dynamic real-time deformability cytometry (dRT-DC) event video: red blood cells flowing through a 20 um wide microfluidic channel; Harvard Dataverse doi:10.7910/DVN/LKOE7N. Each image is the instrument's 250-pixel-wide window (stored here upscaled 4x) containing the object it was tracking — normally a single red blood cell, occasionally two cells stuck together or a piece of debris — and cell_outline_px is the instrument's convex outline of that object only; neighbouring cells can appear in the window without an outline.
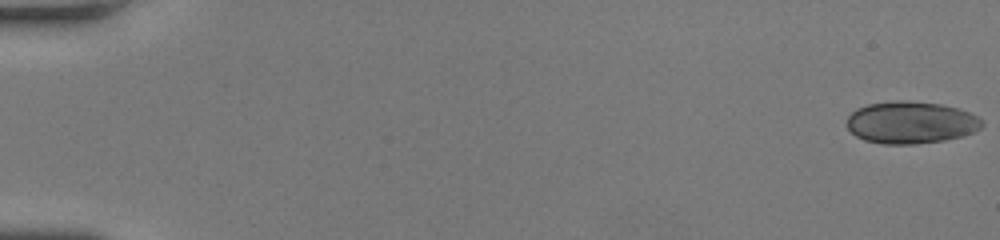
{"species": "human", "species_latin": "Homo sapiens", "temperature_condition": "room temperature", "stored_images_in_passage": 50, "camera_frame_rate_fps": 3000, "um_per_image_px": 0.085, "donor": {"sex": "female"}, "frame": {"image": 1, "passage_image": 1, "time_ms": 0.0, "image_size_px": [1000, 240], "cell_outline_px": [[984, 124], [976, 132], [964, 136], [944, 140], [916, 144], [884, 144], [864, 140], [856, 136], [848, 128], [848, 116], [856, 108], [868, 104], [896, 100], [908, 100], [940, 104], [956, 108], [968, 112], [976, 116]], "centroid_in_image_um": [77.42, 10.41], "position_along_channel_um": 7.6, "area_um2": 33.23}}
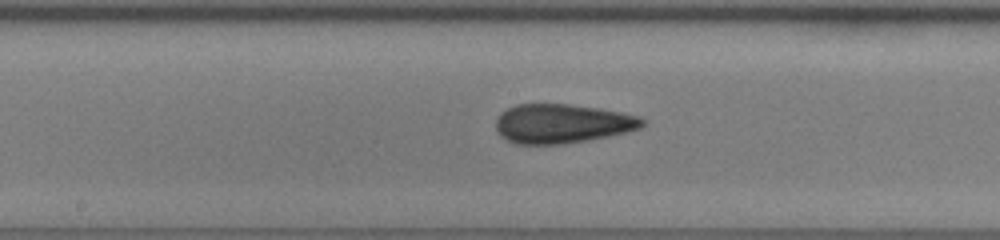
{"frame": {"image": 2, "passage_image": 28, "time_ms": 9.0, "image_size_px": [1000, 240], "cell_outline_px": [[644, 124], [640, 128], [608, 136], [588, 140], [560, 144], [516, 144], [500, 136], [496, 132], [496, 116], [500, 112], [516, 104], [568, 104], [600, 108], [640, 116], [644, 120]], "centroid_in_image_um": [47.74, 10.5], "position_along_channel_um": 200.5, "area_um2": 33.52}}
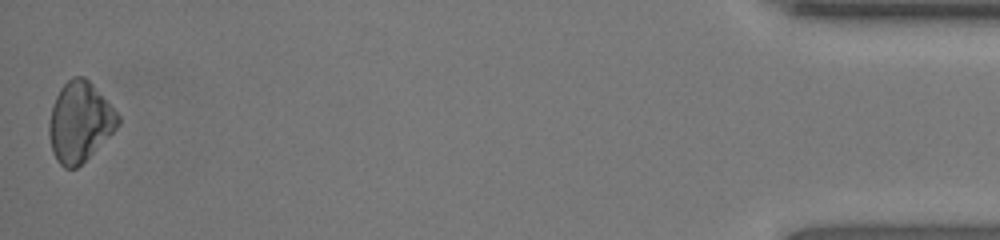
{"frame": {"image": 3, "passage_image": 50, "time_ms": 16.333, "image_size_px": [1000, 240], "cell_outline_px": [[120, 124], [76, 168], [64, 168], [56, 160], [52, 152], [48, 136], [48, 124], [52, 104], [60, 88], [72, 76], [84, 76], [92, 84], [120, 116]], "centroid_in_image_um": [6.73, 10.35], "position_along_channel_um": 428.5, "area_um2": 31.73}, "authors_computed_cell_mechanics": {"area_um2": 32.946, "velocity_mm_per_s": 4.2928, "shape_relaxation_time_tau1_ms": 4.2799, "shape_relaxation_time_tau2_ms": 2.732, "deformation_change_tau1": 0.1046, "deformation_change_tau2": 0.0513}}